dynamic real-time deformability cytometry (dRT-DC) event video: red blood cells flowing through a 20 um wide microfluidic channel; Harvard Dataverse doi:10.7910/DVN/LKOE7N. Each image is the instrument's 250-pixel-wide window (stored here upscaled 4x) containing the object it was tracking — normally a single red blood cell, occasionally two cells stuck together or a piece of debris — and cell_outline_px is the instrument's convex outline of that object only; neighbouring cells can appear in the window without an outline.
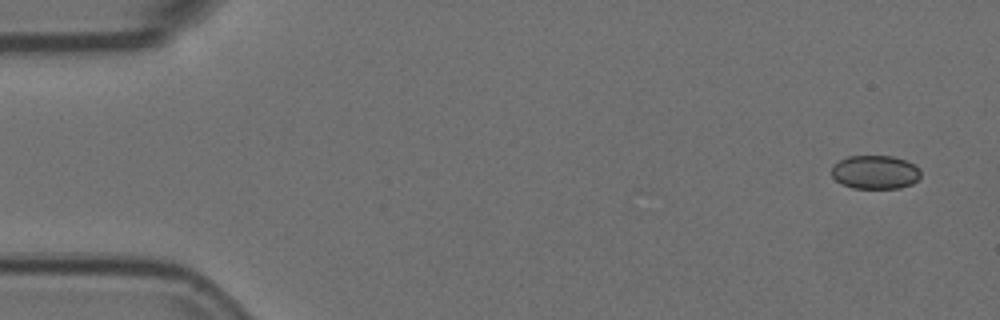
{"species": "Egyptian fruit bat (a non-hibernating species)", "species_latin": "Rousettus aegyptiacus", "temperature_condition": "room temperature", "stored_images_in_passage": 5, "camera_frame_rate_fps": 3000, "um_per_image_px": 0.085, "animal": {"sex": "female"}, "frame": {"image": 1, "passage_image": 1, "time_ms": 0.0, "image_size_px": [1000, 320], "cell_outline_px": [[920, 176], [912, 184], [900, 188], [852, 188], [836, 180], [832, 176], [832, 164], [848, 156], [892, 156], [916, 164], [920, 168]], "centroid_in_image_um": [74.4, 14.63], "position_along_channel_um": 10.6, "area_um2": 17.51}}
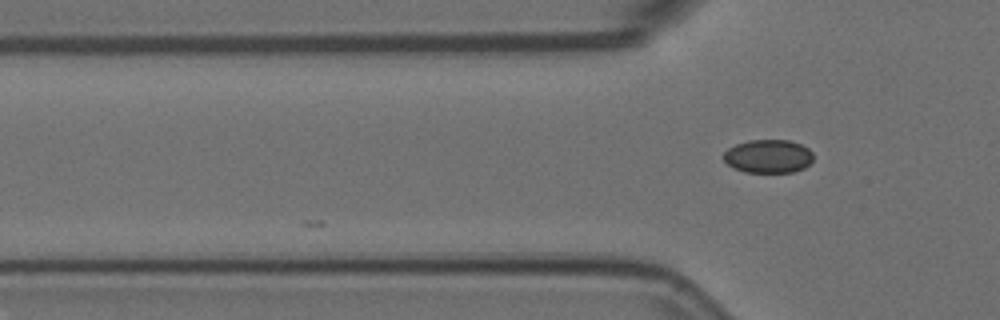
{"frame": {"image": 2, "passage_image": 5, "time_ms": 1.333, "image_size_px": [1000, 320], "cell_outline_px": [[812, 160], [804, 168], [792, 172], [744, 172], [728, 164], [720, 156], [728, 148], [736, 144], [748, 140], [788, 140], [800, 144], [808, 148], [812, 152]], "centroid_in_image_um": [65.27, 13.28], "position_along_channel_um": 60.5, "area_um2": 17.46}}